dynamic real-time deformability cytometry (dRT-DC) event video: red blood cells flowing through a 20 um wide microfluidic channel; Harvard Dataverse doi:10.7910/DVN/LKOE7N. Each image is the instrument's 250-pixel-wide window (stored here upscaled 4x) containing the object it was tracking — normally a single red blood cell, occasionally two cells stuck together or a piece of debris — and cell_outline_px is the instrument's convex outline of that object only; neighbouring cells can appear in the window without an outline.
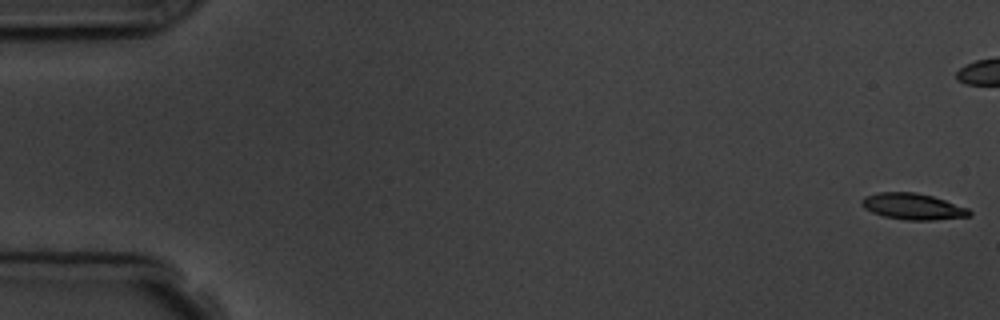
{"species": "common noctule bat (a hibernating species)", "species_latin": "Nyctalus noctula", "temperature_condition": "room temperature", "stored_images_in_passage": 7, "camera_frame_rate_fps": 3000, "um_per_image_px": 0.085, "animal": {"sex": "male", "body_mass_g": 19.5, "forearm_length_mm": 54.6}, "frame": {"image": 1, "passage_image": 1, "time_ms": 0.0, "image_size_px": [1000, 320], "cell_outline_px": [[972, 216], [932, 220], [904, 220], [884, 216], [872, 212], [864, 208], [860, 204], [860, 200], [864, 196], [880, 192], [916, 192], [932, 196], [968, 208], [972, 212]], "centroid_in_image_um": [77.57, 17.55], "position_along_channel_um": 7.4, "area_um2": 16.53}}